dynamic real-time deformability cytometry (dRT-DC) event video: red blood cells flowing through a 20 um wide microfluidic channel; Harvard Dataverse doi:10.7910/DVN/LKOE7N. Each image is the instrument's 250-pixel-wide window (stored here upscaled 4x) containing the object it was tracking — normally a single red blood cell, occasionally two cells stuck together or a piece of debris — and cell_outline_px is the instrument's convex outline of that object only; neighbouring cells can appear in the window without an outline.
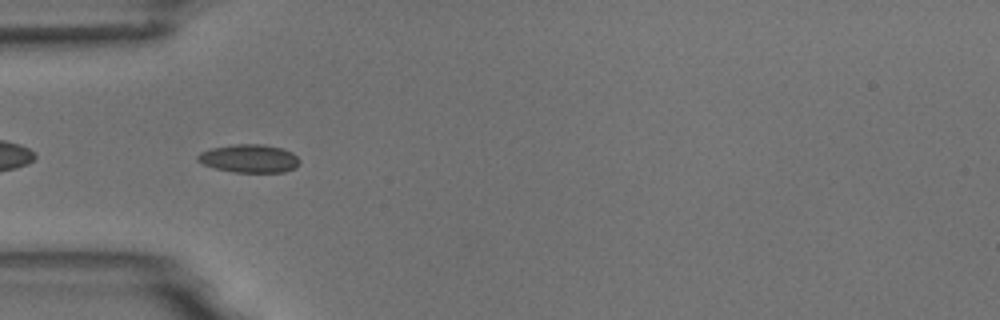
{"species": "common noctule bat (a hibernating species)", "species_latin": "Nyctalus noctula", "temperature_condition": "room temperature", "stored_images_in_passage": 8, "camera_frame_rate_fps": 3000, "um_per_image_px": 0.085, "animal": {"sex": "male", "body_mass_g": 18.8}, "frame": {"image": 1, "passage_image": 4, "time_ms": 3.333, "image_size_px": [1000, 320], "cell_outline_px": [[300, 164], [296, 168], [284, 172], [236, 172], [212, 168], [196, 160], [196, 156], [200, 152], [208, 148], [232, 144], [264, 144], [280, 148], [292, 152], [300, 160]], "centroid_in_image_um": [21.16, 13.47], "position_along_channel_um": 63.8, "area_um2": 16.99}}